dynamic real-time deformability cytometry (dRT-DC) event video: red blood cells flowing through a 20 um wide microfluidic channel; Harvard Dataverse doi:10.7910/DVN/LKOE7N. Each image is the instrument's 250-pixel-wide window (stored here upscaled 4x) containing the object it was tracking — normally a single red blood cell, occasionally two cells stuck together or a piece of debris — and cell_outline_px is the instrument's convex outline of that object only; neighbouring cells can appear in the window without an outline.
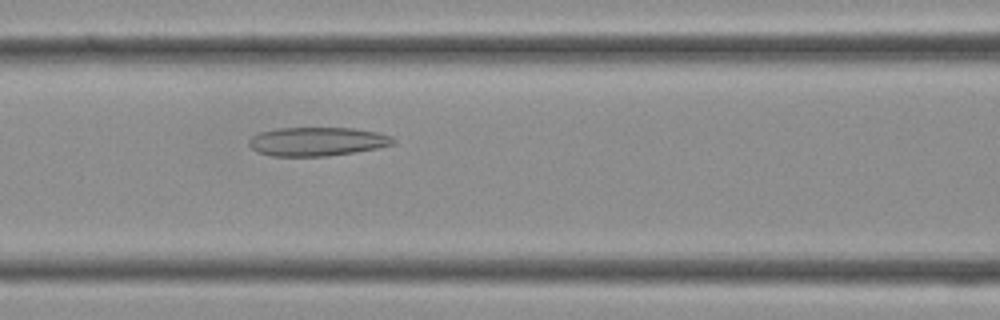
{"species": "Egyptian fruit bat (a non-hibernating species)", "species_latin": "Rousettus aegyptiacus", "temperature_condition": "cold", "stored_images_in_passage": 4, "camera_frame_rate_fps": 3000, "um_per_image_px": 0.085, "frame": {"image": 1, "passage_image": 4, "time_ms": 1.0, "image_size_px": [1000, 320], "cell_outline_px": [[396, 144], [380, 148], [328, 156], [272, 156], [256, 152], [248, 144], [248, 140], [252, 136], [260, 132], [276, 128], [352, 128], [376, 132], [392, 136], [396, 140]], "centroid_in_image_um": [26.97, 12.03], "position_along_channel_um": 139.6, "area_um2": 24.39}}